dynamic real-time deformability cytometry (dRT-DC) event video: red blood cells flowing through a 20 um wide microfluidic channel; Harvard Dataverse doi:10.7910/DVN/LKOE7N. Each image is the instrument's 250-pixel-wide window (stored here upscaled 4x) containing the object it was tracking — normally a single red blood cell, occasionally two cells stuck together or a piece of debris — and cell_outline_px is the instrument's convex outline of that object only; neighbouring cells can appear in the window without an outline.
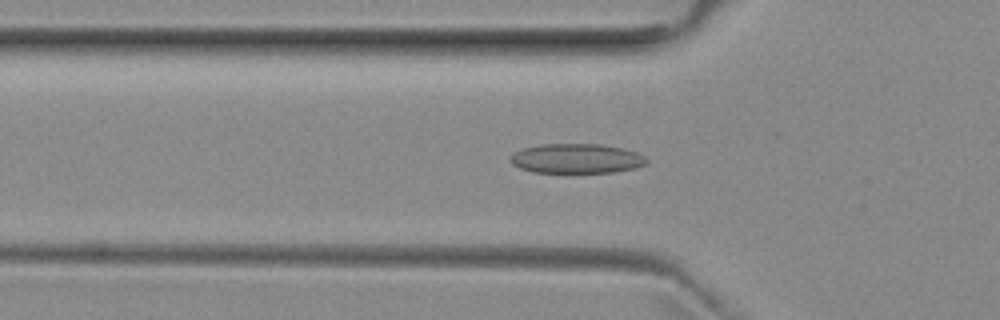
{"species": "common noctule bat (a hibernating species)", "species_latin": "Nyctalus noctula", "temperature_condition": "room temperature", "stored_images_in_passage": 52, "camera_frame_rate_fps": 3000, "um_per_image_px": 0.085, "animal": {"sex": "female", "body_mass_g": 29.2, "forearm_length_mm": 56.3}, "frame": {"image": 1, "passage_image": 17, "time_ms": 5.333, "image_size_px": [1000, 320], "cell_outline_px": [[648, 164], [636, 168], [612, 172], [532, 172], [520, 168], [512, 164], [508, 160], [520, 148], [540, 144], [600, 144], [624, 148], [636, 152], [644, 156], [648, 160]], "centroid_in_image_um": [49.01, 13.47], "position_along_channel_um": 76.8, "area_um2": 23.64}}
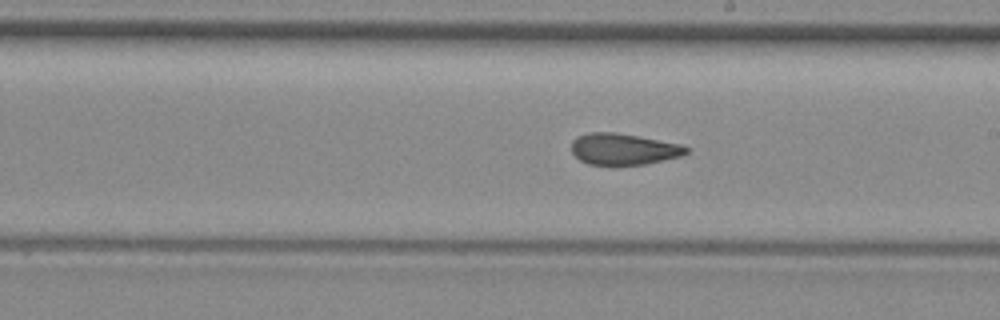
{"frame": {"image": 2, "passage_image": 29, "time_ms": 9.333, "image_size_px": [1000, 320], "cell_outline_px": [[688, 152], [680, 156], [664, 160], [644, 164], [588, 164], [580, 160], [572, 152], [572, 140], [576, 136], [588, 132], [612, 132], [636, 136], [680, 144], [688, 148]], "centroid_in_image_um": [52.96, 12.66], "position_along_channel_um": 236.0, "area_um2": 20.63}}
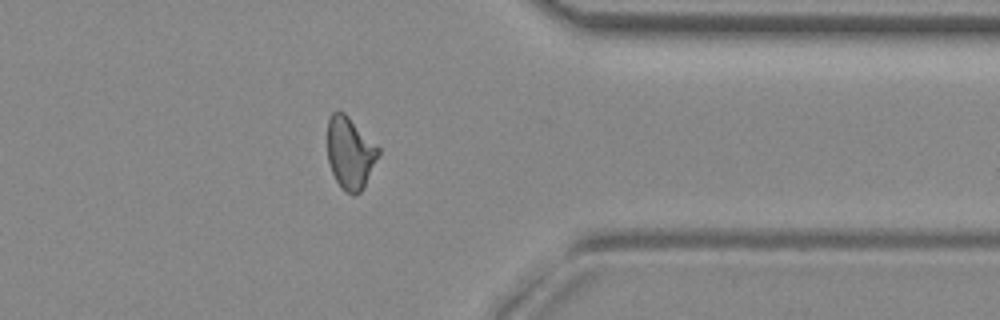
{"frame": {"image": 3, "passage_image": 41, "time_ms": 13.333, "image_size_px": [1000, 320], "cell_outline_px": [[380, 152], [364, 188], [356, 196], [352, 196], [344, 192], [340, 188], [332, 172], [328, 160], [328, 120], [332, 112], [344, 112], [380, 148]], "centroid_in_image_um": [29.76, 13.05], "position_along_channel_um": 381.6, "area_um2": 21.44}, "authors_computed_cell_mechanics": {"area_um2": 21.8195, "velocity_mm_per_s": 3.9662, "shape_relaxation_time_tau1_ms": 10.9622, "shape_relaxation_time_tau2_ms": 2.2197, "deformation_change_tau1": 0.2174, "deformation_change_tau2": 0.0896}}